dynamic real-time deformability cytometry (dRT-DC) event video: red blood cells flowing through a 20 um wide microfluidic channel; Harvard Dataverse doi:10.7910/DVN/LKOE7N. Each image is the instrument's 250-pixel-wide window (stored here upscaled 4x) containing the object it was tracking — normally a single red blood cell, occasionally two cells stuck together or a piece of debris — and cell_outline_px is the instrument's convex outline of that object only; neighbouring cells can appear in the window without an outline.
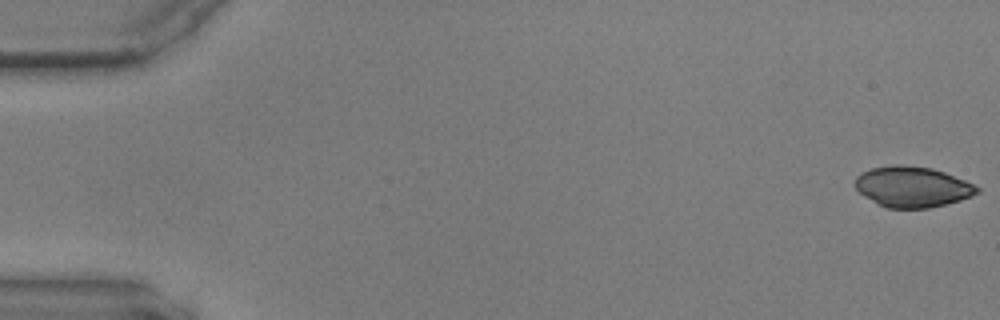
{"species": "common noctule bat (a hibernating species)", "species_latin": "Nyctalus noctula", "temperature_condition": "warm", "stored_images_in_passage": 58, "camera_frame_rate_fps": 3000, "um_per_image_px": 0.085, "animal": {"sex": "male", "body_mass_g": 17.9, "forearm_length_mm": 54.2}, "frame": {"image": 1, "passage_image": 1, "time_ms": 0.0, "image_size_px": [1000, 320], "cell_outline_px": [[980, 192], [972, 196], [960, 200], [928, 208], [888, 208], [864, 196], [856, 188], [856, 176], [860, 172], [872, 168], [892, 164], [904, 164], [932, 168], [944, 172], [964, 180], [980, 188]], "centroid_in_image_um": [77.55, 15.86], "position_along_channel_um": 7.5, "area_um2": 28.78}}
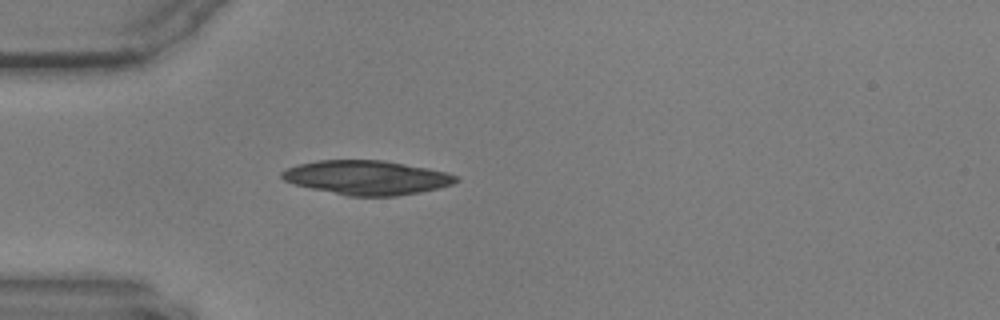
{"frame": {"image": 2, "passage_image": 17, "time_ms": 5.333, "image_size_px": [1000, 320], "cell_outline_px": [[460, 180], [452, 184], [420, 192], [396, 196], [348, 196], [312, 188], [296, 184], [284, 180], [280, 176], [280, 172], [296, 164], [316, 160], [384, 160], [428, 168], [448, 172], [456, 176]], "centroid_in_image_um": [31.17, 15.08], "position_along_channel_um": 53.8, "area_um2": 34.62}}
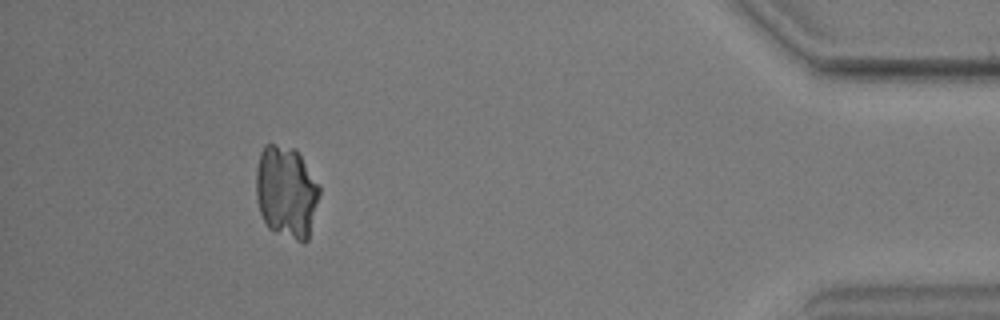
{"frame": {"image": 3, "passage_image": 53, "time_ms": 17.333, "image_size_px": [1000, 320], "cell_outline_px": [[320, 192], [308, 240], [304, 244], [272, 232], [268, 228], [260, 212], [256, 196], [256, 168], [260, 152], [264, 144], [276, 144], [296, 148], [320, 184]], "centroid_in_image_um": [24.34, 16.32], "position_along_channel_um": 410.9, "area_um2": 34.74}}